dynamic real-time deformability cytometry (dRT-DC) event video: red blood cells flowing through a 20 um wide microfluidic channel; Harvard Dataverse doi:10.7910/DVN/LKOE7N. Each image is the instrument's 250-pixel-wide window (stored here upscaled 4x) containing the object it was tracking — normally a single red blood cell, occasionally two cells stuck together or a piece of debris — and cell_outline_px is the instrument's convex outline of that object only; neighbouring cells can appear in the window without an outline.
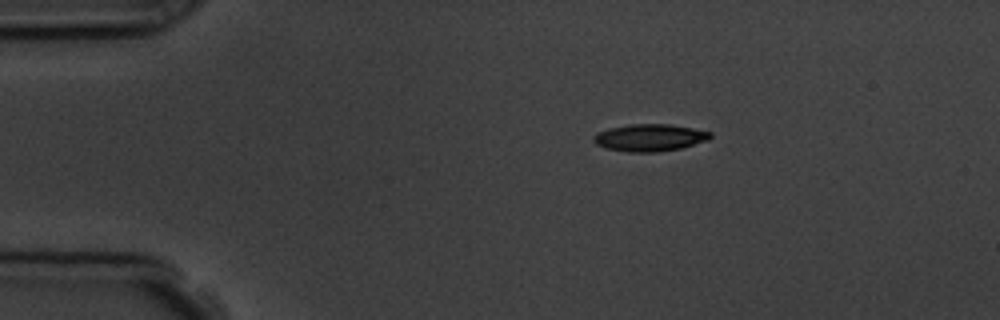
{"species": "common noctule bat (a hibernating species)", "species_latin": "Nyctalus noctula", "temperature_condition": "room temperature", "stored_images_in_passage": 7, "camera_frame_rate_fps": 3000, "um_per_image_px": 0.085, "animal": {"sex": "male", "body_mass_g": 19.5, "forearm_length_mm": 54.6}, "frame": {"image": 1, "passage_image": 1, "time_ms": 0.0, "image_size_px": [1000, 320], "cell_outline_px": [[712, 136], [708, 140], [680, 148], [656, 152], [628, 152], [604, 148], [596, 144], [592, 140], [592, 136], [596, 132], [608, 128], [632, 124], [668, 124], [692, 128], [712, 132]], "centroid_in_image_um": [55.18, 11.7], "position_along_channel_um": 29.8, "area_um2": 18.55}}
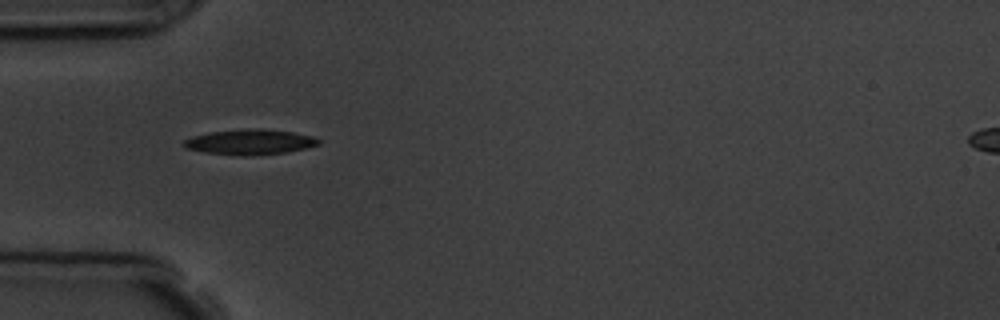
{"frame": {"image": 2, "passage_image": 3, "time_ms": 2.333, "image_size_px": [1000, 320], "cell_outline_px": [[320, 144], [304, 148], [284, 152], [252, 156], [240, 156], [204, 152], [184, 148], [180, 144], [184, 140], [192, 136], [208, 132], [248, 128], [260, 128], [292, 132], [312, 136], [320, 140]], "centroid_in_image_um": [21.17, 12.07], "position_along_channel_um": 63.8, "area_um2": 20.0}}